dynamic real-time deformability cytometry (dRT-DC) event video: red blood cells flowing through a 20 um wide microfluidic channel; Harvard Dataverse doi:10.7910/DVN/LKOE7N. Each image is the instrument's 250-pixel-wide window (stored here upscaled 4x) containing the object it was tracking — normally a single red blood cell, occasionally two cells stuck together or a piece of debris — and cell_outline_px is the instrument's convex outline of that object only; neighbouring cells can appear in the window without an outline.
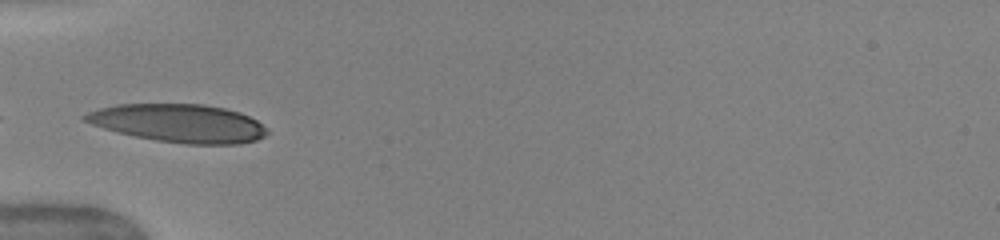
{"species": "human", "species_latin": "Homo sapiens", "temperature_condition": "warm", "stored_images_in_passage": 25, "camera_frame_rate_fps": 3000, "um_per_image_px": 0.085, "donor": {"sex": "female"}, "frame": {"image": 1, "passage_image": 1, "time_ms": 0.0, "image_size_px": [1000, 240], "cell_outline_px": [[268, 132], [264, 136], [256, 140], [240, 144], [184, 144], [156, 140], [136, 136], [104, 128], [92, 124], [84, 120], [80, 116], [88, 112], [100, 108], [116, 104], [204, 104], [224, 108], [240, 112], [256, 120]], "centroid_in_image_um": [15.19, 10.47], "position_along_channel_um": 69.8, "area_um2": 40.23}, "authors_computed_cell_mechanics": {"area_um2": 39.1306, "velocity_mm_per_s": 4.0058, "shape_relaxation_time_tau1_ms": 1.9544, "shape_relaxation_time_tau2_ms": 1.0658, "deformation_change_tau1": 0.1421, "deformation_change_tau2": 0.0755}}